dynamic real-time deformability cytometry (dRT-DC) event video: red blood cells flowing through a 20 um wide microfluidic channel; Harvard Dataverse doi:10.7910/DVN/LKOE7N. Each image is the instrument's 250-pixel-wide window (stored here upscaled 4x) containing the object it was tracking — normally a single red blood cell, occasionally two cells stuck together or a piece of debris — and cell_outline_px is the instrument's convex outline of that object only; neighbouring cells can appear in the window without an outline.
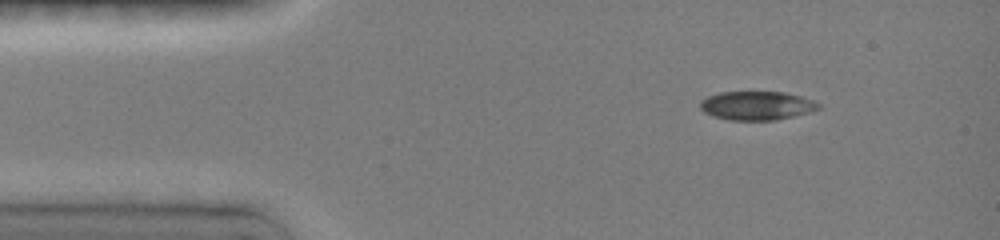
{"species": "common noctule bat (a hibernating species)", "species_latin": "Nyctalus noctula", "temperature_condition": "room temperature", "stored_images_in_passage": 27, "camera_frame_rate_fps": 3000, "um_per_image_px": 0.085, "animal": {"sex": "female", "body_mass_g": 19.0, "forearm_length_mm": 51.5}, "frame": {"image": 1, "passage_image": 2, "time_ms": 0.667, "image_size_px": [1000, 240], "cell_outline_px": [[820, 108], [812, 112], [776, 120], [728, 120], [712, 116], [704, 112], [700, 108], [700, 100], [708, 96], [720, 92], [784, 92], [800, 96], [812, 100], [820, 104]], "centroid_in_image_um": [64.32, 8.98], "position_along_channel_um": 20.7, "area_um2": 19.94}}
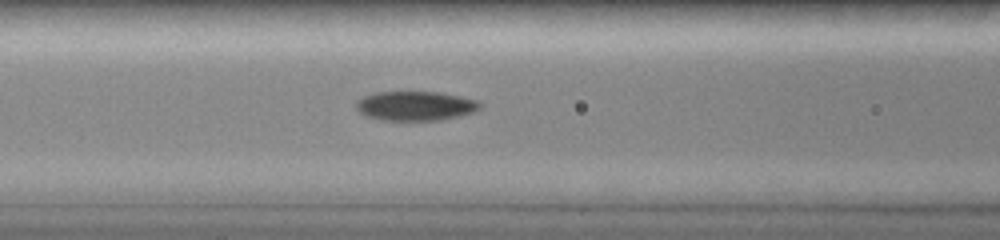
{"frame": {"image": 2, "passage_image": 11, "time_ms": 5.0, "image_size_px": [1000, 240], "cell_outline_px": [[480, 108], [472, 112], [460, 116], [440, 120], [380, 120], [364, 116], [356, 108], [356, 100], [364, 96], [380, 92], [436, 92], [460, 96], [476, 100], [480, 104]], "centroid_in_image_um": [35.27, 9.01], "position_along_channel_um": 131.3, "area_um2": 21.1}}
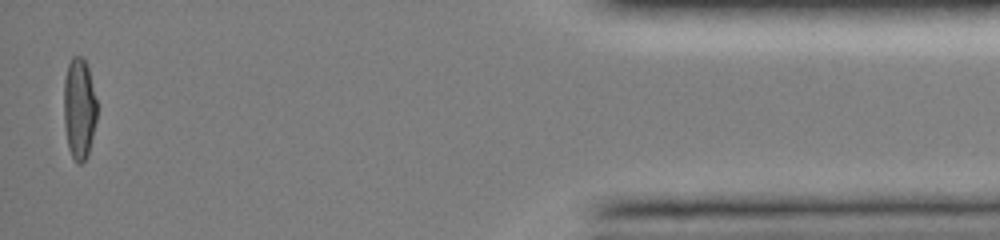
{"frame": {"image": 3, "passage_image": 27, "time_ms": 14.0, "image_size_px": [1000, 240], "cell_outline_px": [[96, 120], [88, 156], [80, 164], [76, 164], [68, 148], [64, 124], [64, 80], [68, 64], [72, 56], [80, 56], [84, 60], [88, 68], [96, 100]], "centroid_in_image_um": [6.72, 9.26], "position_along_channel_um": 428.5, "area_um2": 19.48}, "authors_computed_cell_mechanics": {"area_um2": 20.7502, "velocity_mm_per_s": 4.0533, "shape_relaxation_time_tau1_ms": 4.6564, "shape_relaxation_time_tau2_ms": 4.26, "deformation_change_tau1": 0.1845, "deformation_change_tau2": 0.0767}}